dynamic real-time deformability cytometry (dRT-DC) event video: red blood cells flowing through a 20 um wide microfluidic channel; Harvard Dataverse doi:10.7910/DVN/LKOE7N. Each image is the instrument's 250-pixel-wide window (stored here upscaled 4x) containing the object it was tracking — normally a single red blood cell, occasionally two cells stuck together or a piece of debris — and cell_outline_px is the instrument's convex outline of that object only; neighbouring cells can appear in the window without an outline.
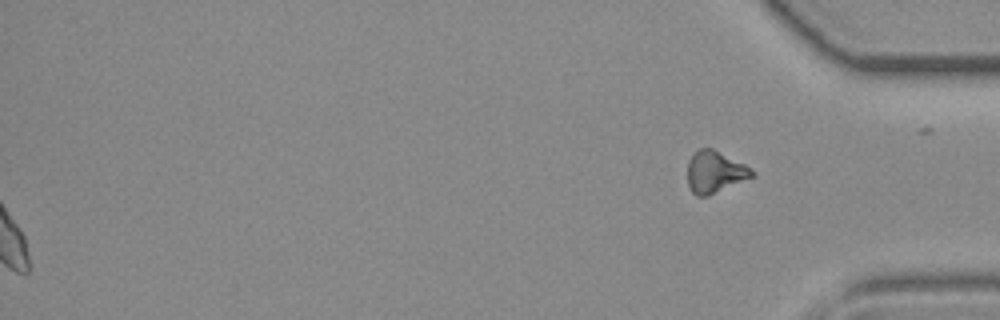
{"species": "common noctule bat (a hibernating species)", "species_latin": "Nyctalus noctula", "temperature_condition": "room temperature", "stored_images_in_passage": 40, "segment_of_instrument_passage": [2, 2], "camera_frame_rate_fps": 3000, "um_per_image_px": 0.085, "animal": {"sex": "female", "body_mass_g": 19.3, "forearm_length_mm": 54.1}, "frame": {"image": 1, "passage_image": 40, "time_ms": 13.0, "image_size_px": [1000, 320], "cell_outline_px": [[752, 176], [708, 196], [696, 196], [692, 192], [688, 184], [688, 160], [700, 148], [712, 148], [744, 164], [752, 172]], "centroid_in_image_um": [60.7, 14.62], "position_along_channel_um": 374.5, "area_um2": 15.2}}